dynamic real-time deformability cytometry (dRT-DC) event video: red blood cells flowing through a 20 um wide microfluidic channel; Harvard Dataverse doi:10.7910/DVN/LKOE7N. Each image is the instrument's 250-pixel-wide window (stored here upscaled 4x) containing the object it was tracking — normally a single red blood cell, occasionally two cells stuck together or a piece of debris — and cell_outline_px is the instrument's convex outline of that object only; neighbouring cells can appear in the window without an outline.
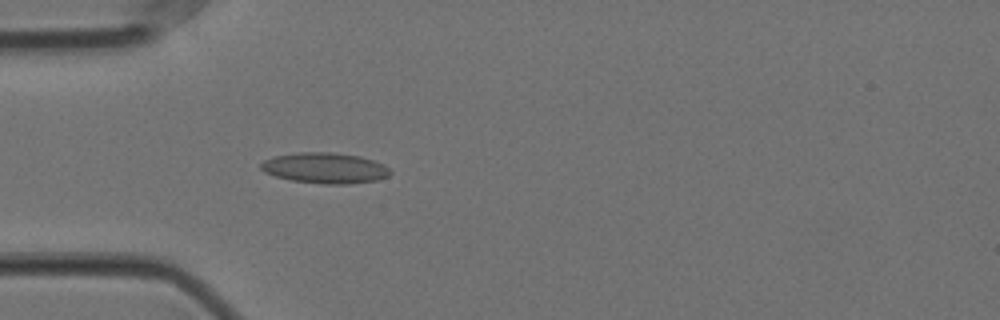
{"species": "Egyptian fruit bat (a non-hibernating species)", "species_latin": "Rousettus aegyptiacus", "temperature_condition": "cold", "stored_images_in_passage": 57, "camera_frame_rate_fps": 3000, "um_per_image_px": 0.085, "animal": {"sex": "female"}, "frame": {"image": 1, "passage_image": 17, "time_ms": 5.333, "image_size_px": [1000, 320], "cell_outline_px": [[392, 172], [388, 176], [376, 180], [348, 184], [324, 184], [292, 180], [276, 176], [264, 172], [260, 168], [260, 164], [264, 160], [276, 156], [300, 152], [332, 152], [360, 156], [384, 164]], "centroid_in_image_um": [27.63, 14.28], "position_along_channel_um": 57.4, "area_um2": 23.0}}
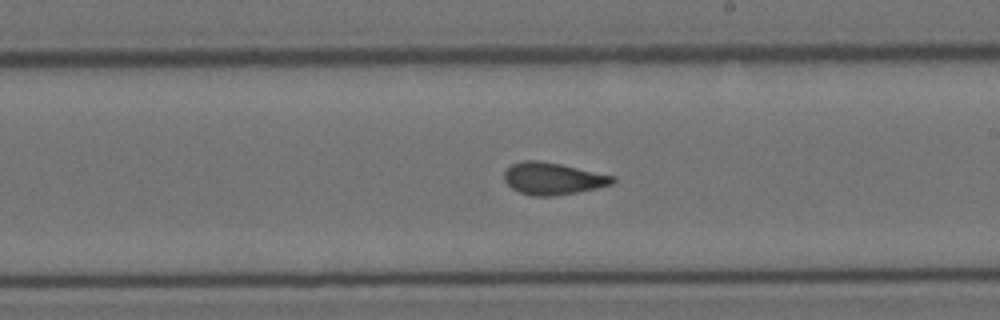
{"frame": {"image": 2, "passage_image": 33, "time_ms": 10.667, "image_size_px": [1000, 320], "cell_outline_px": [[616, 180], [612, 184], [596, 188], [576, 192], [552, 196], [532, 196], [520, 192], [512, 188], [504, 180], [504, 172], [512, 164], [524, 160], [540, 160], [560, 164], [616, 176]], "centroid_in_image_um": [46.99, 15.17], "position_along_channel_um": 242.0, "area_um2": 20.17}}
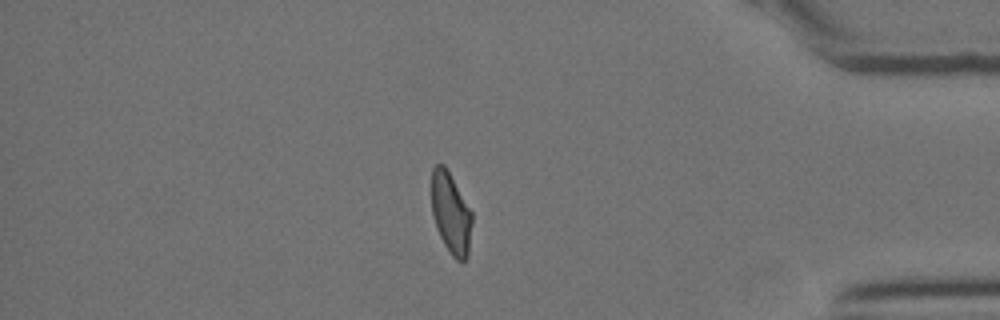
{"frame": {"image": 3, "passage_image": 49, "time_ms": 16.0, "image_size_px": [1000, 320], "cell_outline_px": [[472, 224], [468, 256], [464, 260], [456, 260], [452, 256], [444, 244], [436, 228], [432, 212], [432, 168], [436, 164], [444, 164], [472, 212]], "centroid_in_image_um": [38.32, 18.14], "position_along_channel_um": 396.9, "area_um2": 19.02}, "authors_computed_cell_mechanics": {"area_um2": 20.4034, "velocity_mm_per_s": 3.5327, "shape_relaxation_time_tau1_ms": null, "shape_relaxation_time_tau2_ms": 1.582, "deformation_change_tau1": null, "deformation_change_tau2": 0.0659}}